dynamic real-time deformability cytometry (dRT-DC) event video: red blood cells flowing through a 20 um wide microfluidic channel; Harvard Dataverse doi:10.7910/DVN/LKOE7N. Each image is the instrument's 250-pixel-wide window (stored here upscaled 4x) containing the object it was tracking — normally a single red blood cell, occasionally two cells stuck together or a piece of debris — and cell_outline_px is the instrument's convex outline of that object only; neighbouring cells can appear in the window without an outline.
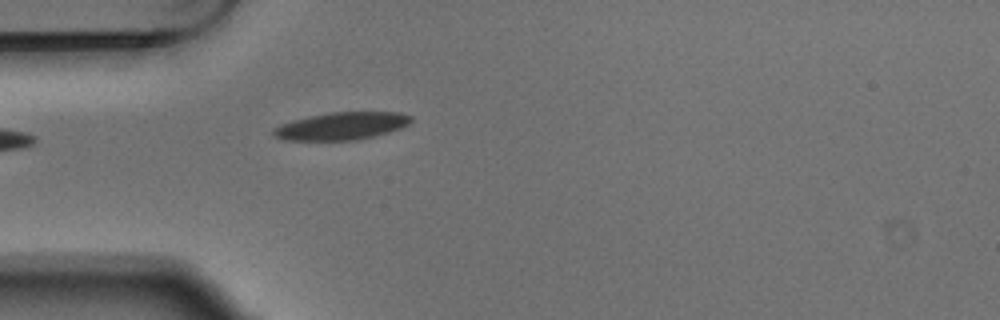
{"species": "Egyptian fruit bat (a non-hibernating species)", "species_latin": "Rousettus aegyptiacus", "temperature_condition": "warm", "stored_images_in_passage": 4, "camera_frame_rate_fps": 3000, "um_per_image_px": 0.085, "animal": {"sex": "male"}, "frame": {"image": 1, "passage_image": 4, "time_ms": 1.0, "image_size_px": [1000, 320], "cell_outline_px": [[412, 120], [408, 124], [400, 128], [388, 132], [356, 140], [280, 140], [272, 132], [272, 128], [280, 124], [308, 116], [332, 112], [400, 112], [412, 116]], "centroid_in_image_um": [29.01, 10.71], "position_along_channel_um": 56.0, "area_um2": 22.02}}